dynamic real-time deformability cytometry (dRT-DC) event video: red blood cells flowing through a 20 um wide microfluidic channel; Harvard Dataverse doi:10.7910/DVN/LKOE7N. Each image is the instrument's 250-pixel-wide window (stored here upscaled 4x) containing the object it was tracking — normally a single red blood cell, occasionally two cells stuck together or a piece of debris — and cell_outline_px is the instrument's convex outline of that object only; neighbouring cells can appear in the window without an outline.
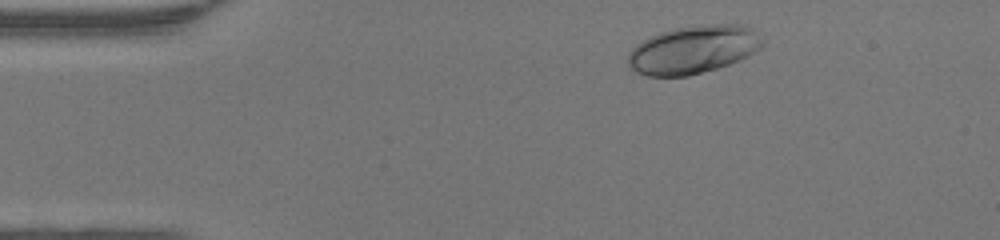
{"species": "human", "species_latin": "Homo sapiens", "temperature_condition": "warm", "stored_images_in_passage": 43, "camera_frame_rate_fps": 3000, "um_per_image_px": 0.085, "donor": {"sex": "female"}, "frame": {"image": 1, "passage_image": 3, "time_ms": 0.667, "image_size_px": [1000, 240], "cell_outline_px": [[764, 44], [760, 48], [748, 56], [740, 60], [716, 68], [688, 76], [648, 76], [636, 72], [628, 68], [628, 52], [636, 44], [660, 32], [676, 28], [704, 24], [740, 24], [752, 28], [764, 40]], "centroid_in_image_um": [58.93, 4.21], "position_along_channel_um": 26.1, "area_um2": 37.74}}
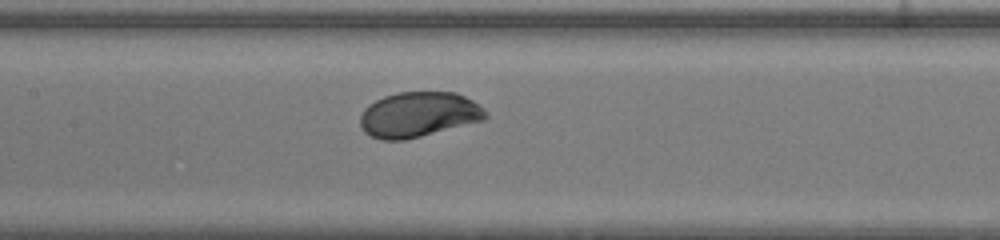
{"frame": {"image": 2, "passage_image": 18, "time_ms": 5.667, "image_size_px": [1000, 240], "cell_outline_px": [[488, 116], [484, 120], [404, 140], [380, 140], [368, 136], [364, 132], [360, 124], [360, 116], [364, 108], [368, 104], [384, 96], [396, 92], [456, 92], [472, 100], [484, 108], [488, 112]], "centroid_in_image_um": [35.56, 9.73], "position_along_channel_um": 171.8, "area_um2": 33.18}}
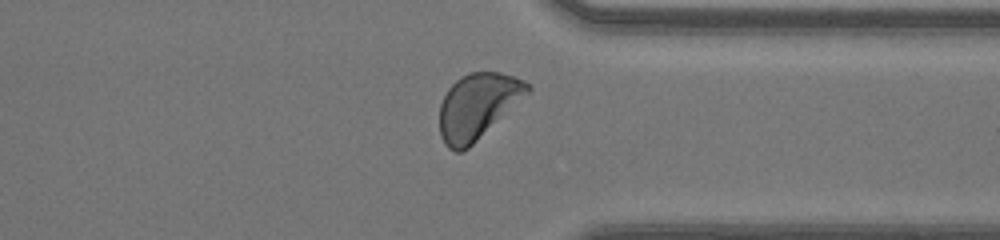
{"frame": {"image": 3, "passage_image": 32, "time_ms": 10.333, "image_size_px": [1000, 240], "cell_outline_px": [[532, 88], [528, 92], [468, 148], [460, 152], [456, 152], [448, 148], [444, 144], [440, 136], [440, 104], [448, 88], [460, 76], [468, 72], [500, 72], [524, 80], [532, 84]], "centroid_in_image_um": [40.56, 9.0], "position_along_channel_um": 370.8, "area_um2": 33.12}, "authors_computed_cell_mechanics": {"area_um2": 33.1772, "velocity_mm_per_s": 4.3123, "shape_relaxation_time_tau1_ms": 1.8796, "shape_relaxation_time_tau2_ms": null, "deformation_change_tau1": 0.1468, "deformation_change_tau2": null}}